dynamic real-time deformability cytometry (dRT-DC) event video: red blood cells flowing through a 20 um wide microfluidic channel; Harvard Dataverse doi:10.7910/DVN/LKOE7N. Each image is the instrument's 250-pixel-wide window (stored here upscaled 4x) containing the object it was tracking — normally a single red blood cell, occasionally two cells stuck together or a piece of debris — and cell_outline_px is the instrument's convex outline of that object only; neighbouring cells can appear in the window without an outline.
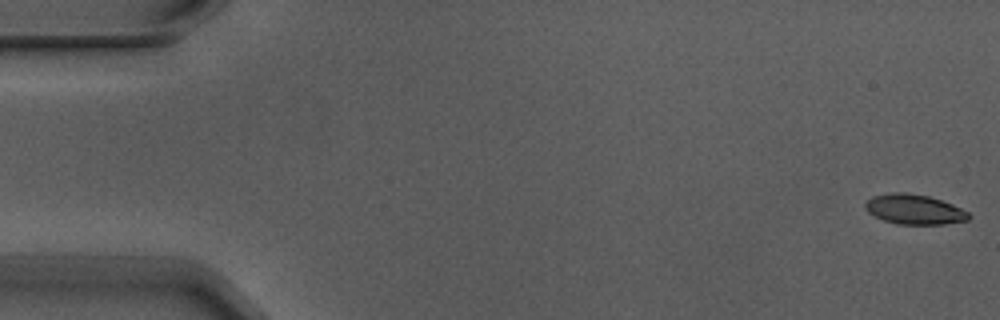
{"species": "Egyptian fruit bat (a non-hibernating species)", "species_latin": "Rousettus aegyptiacus", "temperature_condition": "warm", "stored_images_in_passage": 7, "camera_frame_rate_fps": 3000, "um_per_image_px": 0.085, "animal": {"sex": "male"}, "frame": {"image": 1, "passage_image": 1, "time_ms": 0.0, "image_size_px": [1000, 320], "cell_outline_px": [[972, 216], [968, 220], [944, 224], [896, 224], [884, 220], [868, 212], [864, 208], [864, 204], [872, 196], [892, 192], [904, 192], [928, 196], [952, 204], [968, 212]], "centroid_in_image_um": [77.71, 17.79], "position_along_channel_um": 7.3, "area_um2": 17.98}}
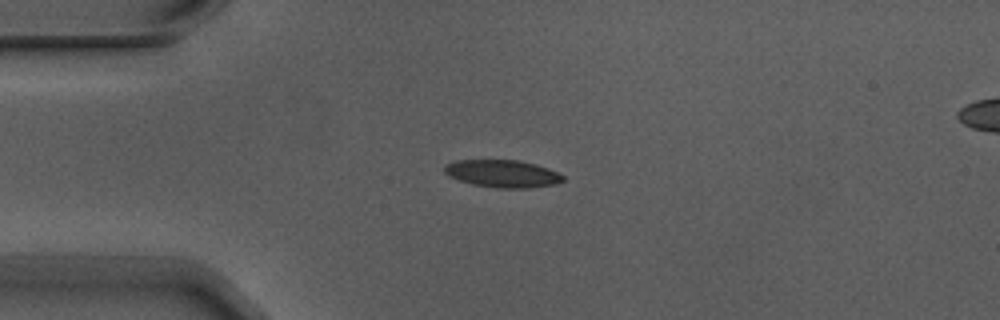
{"frame": {"image": 2, "passage_image": 4, "time_ms": 1.0, "image_size_px": [1000, 320], "cell_outline_px": [[564, 180], [556, 184], [528, 188], [496, 188], [472, 184], [448, 176], [444, 172], [444, 164], [456, 160], [520, 160], [536, 164], [548, 168], [564, 176]], "centroid_in_image_um": [42.7, 14.75], "position_along_channel_um": 42.3, "area_um2": 19.07}}
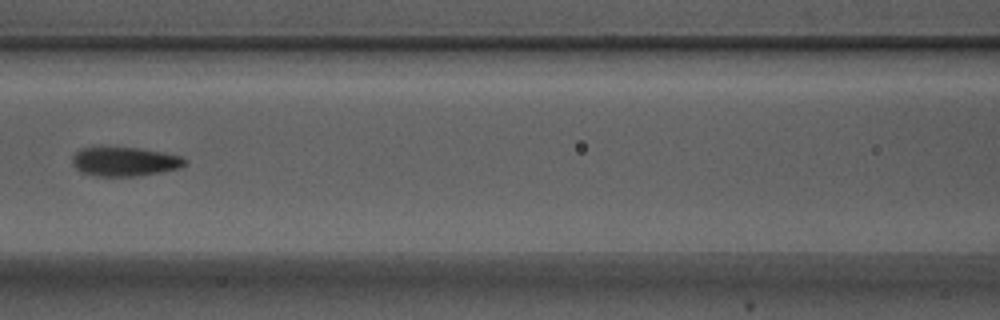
{"frame": {"image": 3, "passage_image": 7, "time_ms": 2.0, "image_size_px": [1000, 320], "cell_outline_px": [[188, 164], [180, 168], [140, 176], [96, 176], [80, 172], [72, 164], [72, 156], [80, 148], [136, 148], [164, 152], [180, 156], [188, 160]], "centroid_in_image_um": [10.62, 13.75], "position_along_channel_um": 156.0, "area_um2": 19.13}}